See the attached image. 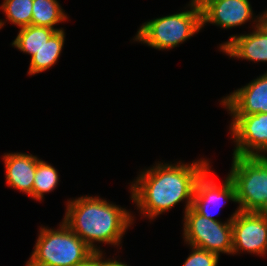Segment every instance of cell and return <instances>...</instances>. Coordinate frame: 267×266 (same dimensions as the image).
Here are the masks:
<instances>
[{
    "label": "cell",
    "mask_w": 267,
    "mask_h": 266,
    "mask_svg": "<svg viewBox=\"0 0 267 266\" xmlns=\"http://www.w3.org/2000/svg\"><path fill=\"white\" fill-rule=\"evenodd\" d=\"M56 169L47 162L40 160L37 163L32 187V198L42 200L44 193L51 192L59 182Z\"/></svg>",
    "instance_id": "17"
},
{
    "label": "cell",
    "mask_w": 267,
    "mask_h": 266,
    "mask_svg": "<svg viewBox=\"0 0 267 266\" xmlns=\"http://www.w3.org/2000/svg\"><path fill=\"white\" fill-rule=\"evenodd\" d=\"M190 10L156 18L140 26L135 41L158 50L171 49L202 29V10L198 0H191Z\"/></svg>",
    "instance_id": "4"
},
{
    "label": "cell",
    "mask_w": 267,
    "mask_h": 266,
    "mask_svg": "<svg viewBox=\"0 0 267 266\" xmlns=\"http://www.w3.org/2000/svg\"><path fill=\"white\" fill-rule=\"evenodd\" d=\"M208 167L209 162L204 159L191 164L158 163L141 172L131 185V200L150 219L184 199L187 211L192 207L196 181Z\"/></svg>",
    "instance_id": "1"
},
{
    "label": "cell",
    "mask_w": 267,
    "mask_h": 266,
    "mask_svg": "<svg viewBox=\"0 0 267 266\" xmlns=\"http://www.w3.org/2000/svg\"><path fill=\"white\" fill-rule=\"evenodd\" d=\"M33 0H4L1 8L7 20L22 28L31 25Z\"/></svg>",
    "instance_id": "18"
},
{
    "label": "cell",
    "mask_w": 267,
    "mask_h": 266,
    "mask_svg": "<svg viewBox=\"0 0 267 266\" xmlns=\"http://www.w3.org/2000/svg\"><path fill=\"white\" fill-rule=\"evenodd\" d=\"M254 20L256 28L246 35H232L230 40L220 45V51L230 57L243 58L256 62L267 61V29L260 23L261 16Z\"/></svg>",
    "instance_id": "12"
},
{
    "label": "cell",
    "mask_w": 267,
    "mask_h": 266,
    "mask_svg": "<svg viewBox=\"0 0 267 266\" xmlns=\"http://www.w3.org/2000/svg\"><path fill=\"white\" fill-rule=\"evenodd\" d=\"M3 157L7 184L32 197L34 176L40 159L26 153H8Z\"/></svg>",
    "instance_id": "13"
},
{
    "label": "cell",
    "mask_w": 267,
    "mask_h": 266,
    "mask_svg": "<svg viewBox=\"0 0 267 266\" xmlns=\"http://www.w3.org/2000/svg\"><path fill=\"white\" fill-rule=\"evenodd\" d=\"M261 19H260V23L267 29V11L264 12V14L260 15Z\"/></svg>",
    "instance_id": "23"
},
{
    "label": "cell",
    "mask_w": 267,
    "mask_h": 266,
    "mask_svg": "<svg viewBox=\"0 0 267 266\" xmlns=\"http://www.w3.org/2000/svg\"><path fill=\"white\" fill-rule=\"evenodd\" d=\"M202 10V27L206 23L221 28L241 26L253 17L249 0H198Z\"/></svg>",
    "instance_id": "10"
},
{
    "label": "cell",
    "mask_w": 267,
    "mask_h": 266,
    "mask_svg": "<svg viewBox=\"0 0 267 266\" xmlns=\"http://www.w3.org/2000/svg\"><path fill=\"white\" fill-rule=\"evenodd\" d=\"M231 115L267 113V72L222 99Z\"/></svg>",
    "instance_id": "11"
},
{
    "label": "cell",
    "mask_w": 267,
    "mask_h": 266,
    "mask_svg": "<svg viewBox=\"0 0 267 266\" xmlns=\"http://www.w3.org/2000/svg\"><path fill=\"white\" fill-rule=\"evenodd\" d=\"M55 29L29 25L20 28L19 33L12 45L18 48L23 53L35 55L44 45L50 36L55 32Z\"/></svg>",
    "instance_id": "15"
},
{
    "label": "cell",
    "mask_w": 267,
    "mask_h": 266,
    "mask_svg": "<svg viewBox=\"0 0 267 266\" xmlns=\"http://www.w3.org/2000/svg\"><path fill=\"white\" fill-rule=\"evenodd\" d=\"M255 213L267 218V195H265L263 204L255 211Z\"/></svg>",
    "instance_id": "21"
},
{
    "label": "cell",
    "mask_w": 267,
    "mask_h": 266,
    "mask_svg": "<svg viewBox=\"0 0 267 266\" xmlns=\"http://www.w3.org/2000/svg\"><path fill=\"white\" fill-rule=\"evenodd\" d=\"M64 41V30L55 31L50 38L45 41L41 49L31 57L28 74L35 75L53 66L61 54Z\"/></svg>",
    "instance_id": "14"
},
{
    "label": "cell",
    "mask_w": 267,
    "mask_h": 266,
    "mask_svg": "<svg viewBox=\"0 0 267 266\" xmlns=\"http://www.w3.org/2000/svg\"><path fill=\"white\" fill-rule=\"evenodd\" d=\"M210 174L211 170L208 167L197 179L193 194L192 208L208 219L217 220L213 217L214 214L212 212L214 210L212 212L210 210L212 208L218 210L223 200L224 202L225 200H230L238 203L237 192L229 176L226 177L222 185L218 186L212 179H209L211 176Z\"/></svg>",
    "instance_id": "9"
},
{
    "label": "cell",
    "mask_w": 267,
    "mask_h": 266,
    "mask_svg": "<svg viewBox=\"0 0 267 266\" xmlns=\"http://www.w3.org/2000/svg\"><path fill=\"white\" fill-rule=\"evenodd\" d=\"M192 253L185 260L183 266H217L219 256L207 250L191 246Z\"/></svg>",
    "instance_id": "19"
},
{
    "label": "cell",
    "mask_w": 267,
    "mask_h": 266,
    "mask_svg": "<svg viewBox=\"0 0 267 266\" xmlns=\"http://www.w3.org/2000/svg\"><path fill=\"white\" fill-rule=\"evenodd\" d=\"M232 254L247 251L257 255L267 252V218L255 212H242L232 218Z\"/></svg>",
    "instance_id": "8"
},
{
    "label": "cell",
    "mask_w": 267,
    "mask_h": 266,
    "mask_svg": "<svg viewBox=\"0 0 267 266\" xmlns=\"http://www.w3.org/2000/svg\"><path fill=\"white\" fill-rule=\"evenodd\" d=\"M40 228L26 266H78L95 254L63 221L57 230Z\"/></svg>",
    "instance_id": "3"
},
{
    "label": "cell",
    "mask_w": 267,
    "mask_h": 266,
    "mask_svg": "<svg viewBox=\"0 0 267 266\" xmlns=\"http://www.w3.org/2000/svg\"><path fill=\"white\" fill-rule=\"evenodd\" d=\"M4 26V23L2 22V20H0V28Z\"/></svg>",
    "instance_id": "24"
},
{
    "label": "cell",
    "mask_w": 267,
    "mask_h": 266,
    "mask_svg": "<svg viewBox=\"0 0 267 266\" xmlns=\"http://www.w3.org/2000/svg\"><path fill=\"white\" fill-rule=\"evenodd\" d=\"M231 116H233V120L230 130L234 142H236L233 155L266 156L267 113Z\"/></svg>",
    "instance_id": "7"
},
{
    "label": "cell",
    "mask_w": 267,
    "mask_h": 266,
    "mask_svg": "<svg viewBox=\"0 0 267 266\" xmlns=\"http://www.w3.org/2000/svg\"><path fill=\"white\" fill-rule=\"evenodd\" d=\"M68 18L57 0H33L31 25L55 29L56 24Z\"/></svg>",
    "instance_id": "16"
},
{
    "label": "cell",
    "mask_w": 267,
    "mask_h": 266,
    "mask_svg": "<svg viewBox=\"0 0 267 266\" xmlns=\"http://www.w3.org/2000/svg\"><path fill=\"white\" fill-rule=\"evenodd\" d=\"M102 253H95L91 258H89L85 263L78 266H103Z\"/></svg>",
    "instance_id": "20"
},
{
    "label": "cell",
    "mask_w": 267,
    "mask_h": 266,
    "mask_svg": "<svg viewBox=\"0 0 267 266\" xmlns=\"http://www.w3.org/2000/svg\"><path fill=\"white\" fill-rule=\"evenodd\" d=\"M103 266H129L125 263L118 262L117 260H103Z\"/></svg>",
    "instance_id": "22"
},
{
    "label": "cell",
    "mask_w": 267,
    "mask_h": 266,
    "mask_svg": "<svg viewBox=\"0 0 267 266\" xmlns=\"http://www.w3.org/2000/svg\"><path fill=\"white\" fill-rule=\"evenodd\" d=\"M240 208L231 215L227 222L208 219L190 207L184 214L183 236L185 242L218 256L221 253L232 254L233 230L232 218L240 212Z\"/></svg>",
    "instance_id": "6"
},
{
    "label": "cell",
    "mask_w": 267,
    "mask_h": 266,
    "mask_svg": "<svg viewBox=\"0 0 267 266\" xmlns=\"http://www.w3.org/2000/svg\"><path fill=\"white\" fill-rule=\"evenodd\" d=\"M131 215L126 209L98 196H81L68 201L63 222L95 253H103L94 242L118 246L133 223Z\"/></svg>",
    "instance_id": "2"
},
{
    "label": "cell",
    "mask_w": 267,
    "mask_h": 266,
    "mask_svg": "<svg viewBox=\"0 0 267 266\" xmlns=\"http://www.w3.org/2000/svg\"><path fill=\"white\" fill-rule=\"evenodd\" d=\"M228 176L235 185L240 210L255 212L267 195V155H233Z\"/></svg>",
    "instance_id": "5"
}]
</instances>
